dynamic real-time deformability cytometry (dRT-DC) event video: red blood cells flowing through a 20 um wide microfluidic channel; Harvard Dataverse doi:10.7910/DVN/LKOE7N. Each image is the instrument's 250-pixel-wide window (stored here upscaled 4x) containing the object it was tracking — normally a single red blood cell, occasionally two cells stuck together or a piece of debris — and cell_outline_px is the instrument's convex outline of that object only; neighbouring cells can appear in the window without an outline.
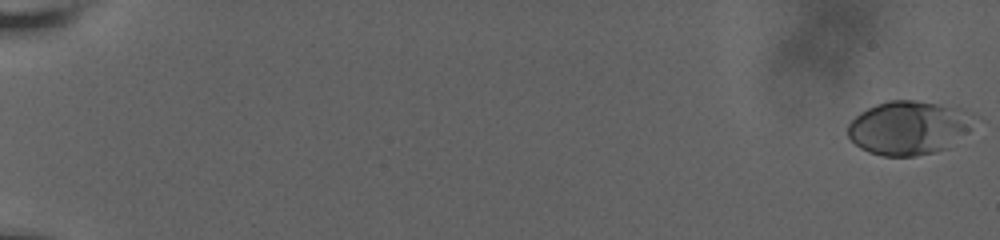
{"species": "human", "species_latin": "Homo sapiens", "temperature_condition": "room temperature", "stored_images_in_passage": 61, "camera_frame_rate_fps": 3000, "um_per_image_px": 0.085, "donor": {"sex": "male"}, "frame": {"image": 1, "passage_image": 1, "time_ms": 0.0, "image_size_px": [1000, 240], "cell_outline_px": [[968, 128], [948, 148], [916, 156], [884, 156], [868, 152], [860, 148], [848, 136], [848, 124], [860, 112], [876, 104], [888, 100], [916, 100], [940, 104], [960, 108]], "centroid_in_image_um": [77.07, 10.87], "position_along_channel_um": 7.9, "area_um2": 38.32}}
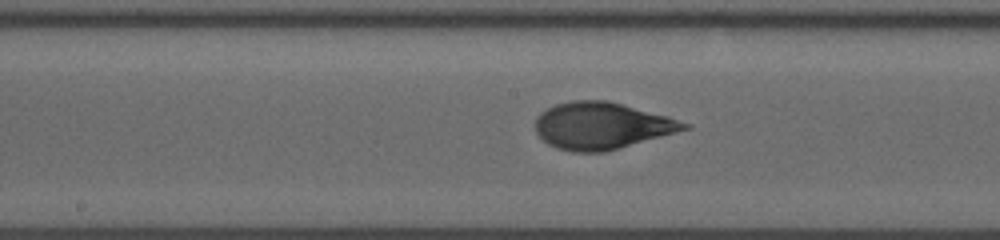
{"frame": {"image": 2, "passage_image": 35, "time_ms": 11.333, "image_size_px": [1000, 240], "cell_outline_px": [[692, 128], [604, 152], [572, 152], [556, 148], [548, 144], [536, 132], [536, 116], [540, 112], [556, 104], [572, 100], [608, 100], [668, 116], [692, 124]], "centroid_in_image_um": [51.16, 10.68], "position_along_channel_um": 197.0, "area_um2": 40.69}}
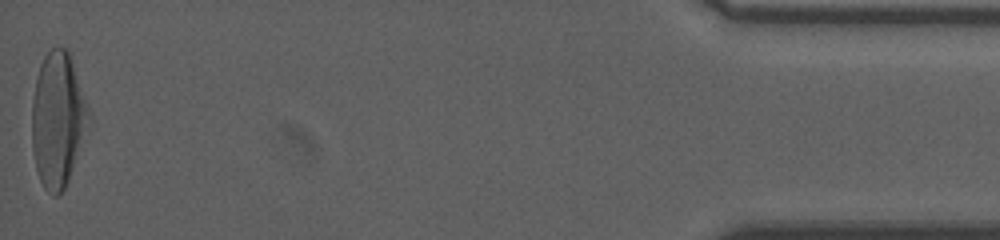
{"frame": {"image": 3, "passage_image": 61, "time_ms": 20.0, "image_size_px": [1000, 240], "cell_outline_px": [[92, 128], [64, 188], [56, 196], [52, 196], [44, 188], [40, 180], [36, 168], [32, 148], [32, 100], [36, 76], [40, 64], [44, 56], [52, 48], [68, 48], [88, 104], [92, 116]], "centroid_in_image_um": [4.96, 10.17], "position_along_channel_um": 430.2, "area_um2": 45.72}, "authors_computed_cell_mechanics": {"area_um2": 39.0728, "velocity_mm_per_s": 3.6575, "shape_relaxation_time_tau1_ms": 3.8419, "shape_relaxation_time_tau2_ms": 0.6928, "deformation_change_tau1": 0.1989, "deformation_change_tau2": 0.0615}}